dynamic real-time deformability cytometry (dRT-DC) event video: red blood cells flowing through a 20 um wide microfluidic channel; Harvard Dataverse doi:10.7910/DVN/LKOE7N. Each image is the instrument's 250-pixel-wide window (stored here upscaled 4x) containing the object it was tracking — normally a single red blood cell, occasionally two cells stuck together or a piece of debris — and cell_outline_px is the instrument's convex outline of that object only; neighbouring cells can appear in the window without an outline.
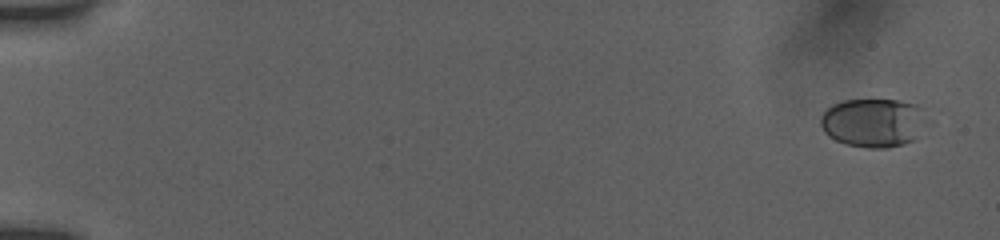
{"species": "human", "species_latin": "Homo sapiens", "temperature_condition": "room temperature", "stored_images_in_passage": 54, "camera_frame_rate_fps": 3000, "um_per_image_px": 0.085, "donor": {"sex": "female"}, "frame": {"image": 1, "passage_image": 2, "time_ms": 0.333, "image_size_px": [1000, 240], "cell_outline_px": [[944, 112], [932, 124], [912, 140], [904, 144], [888, 148], [868, 148], [844, 144], [828, 136], [824, 132], [820, 124], [820, 116], [832, 104], [844, 100], [900, 100], [940, 108]], "centroid_in_image_um": [74.57, 10.38], "position_along_channel_um": 10.4, "area_um2": 32.77}}
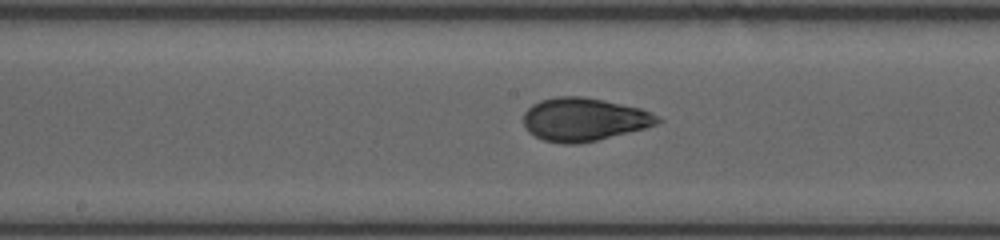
{"frame": {"image": 2, "passage_image": 30, "time_ms": 9.667, "image_size_px": [1000, 240], "cell_outline_px": [[664, 120], [656, 124], [644, 128], [596, 140], [576, 144], [564, 144], [544, 140], [528, 132], [524, 124], [524, 112], [532, 104], [540, 100], [556, 96], [584, 96], [604, 100], [640, 108], [652, 112], [660, 116]], "centroid_in_image_um": [49.64, 10.14], "position_along_channel_um": 198.6, "area_um2": 33.76}}
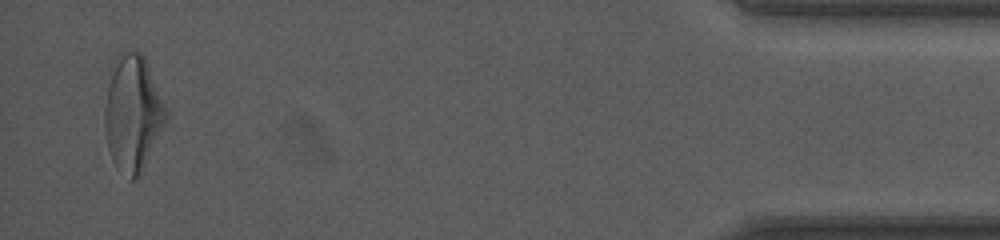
{"frame": {"image": 3, "passage_image": 53, "time_ms": 17.333, "image_size_px": [1000, 240], "cell_outline_px": [[168, 120], [140, 176], [132, 180], [128, 180], [112, 160], [108, 148], [104, 128], [104, 108], [112, 60], [120, 52], [140, 52], [144, 56], [168, 112]], "centroid_in_image_um": [11.28, 9.65], "position_along_channel_um": 423.9, "area_um2": 41.79}, "authors_computed_cell_mechanics": {"area_um2": 33.0038, "velocity_mm_per_s": 3.8729, "shape_relaxation_time_tau1_ms": 4.4054, "shape_relaxation_time_tau2_ms": 1.0767, "deformation_change_tau1": 0.1628, "deformation_change_tau2": 0.0603}}